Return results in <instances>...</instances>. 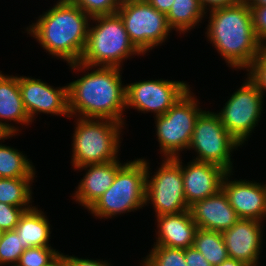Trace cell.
<instances>
[{
  "mask_svg": "<svg viewBox=\"0 0 266 266\" xmlns=\"http://www.w3.org/2000/svg\"><path fill=\"white\" fill-rule=\"evenodd\" d=\"M68 65L74 72L84 71L82 77L68 83L70 117L108 119L125 124L126 85L121 80L123 68L97 67L80 62ZM89 69L92 70L90 73Z\"/></svg>",
  "mask_w": 266,
  "mask_h": 266,
  "instance_id": "1",
  "label": "cell"
},
{
  "mask_svg": "<svg viewBox=\"0 0 266 266\" xmlns=\"http://www.w3.org/2000/svg\"><path fill=\"white\" fill-rule=\"evenodd\" d=\"M89 22V23H88ZM91 17L70 0H58L26 28L43 49L68 64L80 62Z\"/></svg>",
  "mask_w": 266,
  "mask_h": 266,
  "instance_id": "2",
  "label": "cell"
},
{
  "mask_svg": "<svg viewBox=\"0 0 266 266\" xmlns=\"http://www.w3.org/2000/svg\"><path fill=\"white\" fill-rule=\"evenodd\" d=\"M209 15L205 32L208 41L226 65L247 71L263 46L255 35L247 0L211 10Z\"/></svg>",
  "mask_w": 266,
  "mask_h": 266,
  "instance_id": "3",
  "label": "cell"
},
{
  "mask_svg": "<svg viewBox=\"0 0 266 266\" xmlns=\"http://www.w3.org/2000/svg\"><path fill=\"white\" fill-rule=\"evenodd\" d=\"M91 20L96 25L89 26L87 44L80 63L122 68L125 59L127 61L133 55H142L130 41L118 13L95 16Z\"/></svg>",
  "mask_w": 266,
  "mask_h": 266,
  "instance_id": "4",
  "label": "cell"
},
{
  "mask_svg": "<svg viewBox=\"0 0 266 266\" xmlns=\"http://www.w3.org/2000/svg\"><path fill=\"white\" fill-rule=\"evenodd\" d=\"M76 119L71 156L74 169L119 159L124 124L108 119Z\"/></svg>",
  "mask_w": 266,
  "mask_h": 266,
  "instance_id": "5",
  "label": "cell"
},
{
  "mask_svg": "<svg viewBox=\"0 0 266 266\" xmlns=\"http://www.w3.org/2000/svg\"><path fill=\"white\" fill-rule=\"evenodd\" d=\"M146 159L130 160L117 171L113 184L87 210L106 219L145 207ZM145 205V206H144Z\"/></svg>",
  "mask_w": 266,
  "mask_h": 266,
  "instance_id": "6",
  "label": "cell"
},
{
  "mask_svg": "<svg viewBox=\"0 0 266 266\" xmlns=\"http://www.w3.org/2000/svg\"><path fill=\"white\" fill-rule=\"evenodd\" d=\"M199 104L189 89L164 115L154 117L163 158L180 157L182 151L188 150L196 120L203 111Z\"/></svg>",
  "mask_w": 266,
  "mask_h": 266,
  "instance_id": "7",
  "label": "cell"
},
{
  "mask_svg": "<svg viewBox=\"0 0 266 266\" xmlns=\"http://www.w3.org/2000/svg\"><path fill=\"white\" fill-rule=\"evenodd\" d=\"M117 13L123 20L130 41L143 56L161 46L172 31L167 16L146 0H122Z\"/></svg>",
  "mask_w": 266,
  "mask_h": 266,
  "instance_id": "8",
  "label": "cell"
},
{
  "mask_svg": "<svg viewBox=\"0 0 266 266\" xmlns=\"http://www.w3.org/2000/svg\"><path fill=\"white\" fill-rule=\"evenodd\" d=\"M242 146L223 126L218 111L203 110L196 120L188 150L197 153L194 161L215 164L233 172L231 156L234 149Z\"/></svg>",
  "mask_w": 266,
  "mask_h": 266,
  "instance_id": "9",
  "label": "cell"
},
{
  "mask_svg": "<svg viewBox=\"0 0 266 266\" xmlns=\"http://www.w3.org/2000/svg\"><path fill=\"white\" fill-rule=\"evenodd\" d=\"M163 159L151 177V168L146 161L145 204H153L156 216L177 214L190 209L185 200L181 157Z\"/></svg>",
  "mask_w": 266,
  "mask_h": 266,
  "instance_id": "10",
  "label": "cell"
},
{
  "mask_svg": "<svg viewBox=\"0 0 266 266\" xmlns=\"http://www.w3.org/2000/svg\"><path fill=\"white\" fill-rule=\"evenodd\" d=\"M218 113L223 126L240 143L245 145L258 126L264 106V95L248 76Z\"/></svg>",
  "mask_w": 266,
  "mask_h": 266,
  "instance_id": "11",
  "label": "cell"
},
{
  "mask_svg": "<svg viewBox=\"0 0 266 266\" xmlns=\"http://www.w3.org/2000/svg\"><path fill=\"white\" fill-rule=\"evenodd\" d=\"M185 81L143 80L126 84V109L164 115L189 89Z\"/></svg>",
  "mask_w": 266,
  "mask_h": 266,
  "instance_id": "12",
  "label": "cell"
},
{
  "mask_svg": "<svg viewBox=\"0 0 266 266\" xmlns=\"http://www.w3.org/2000/svg\"><path fill=\"white\" fill-rule=\"evenodd\" d=\"M19 89L31 122L40 113L71 118L68 111V84L54 88L41 79L19 76Z\"/></svg>",
  "mask_w": 266,
  "mask_h": 266,
  "instance_id": "13",
  "label": "cell"
},
{
  "mask_svg": "<svg viewBox=\"0 0 266 266\" xmlns=\"http://www.w3.org/2000/svg\"><path fill=\"white\" fill-rule=\"evenodd\" d=\"M232 175V172H227L222 181V190L227 195L229 204L240 219L264 222V219L266 220L265 184L246 179L233 181L230 178Z\"/></svg>",
  "mask_w": 266,
  "mask_h": 266,
  "instance_id": "14",
  "label": "cell"
},
{
  "mask_svg": "<svg viewBox=\"0 0 266 266\" xmlns=\"http://www.w3.org/2000/svg\"><path fill=\"white\" fill-rule=\"evenodd\" d=\"M263 225L260 221L239 219L231 228L222 231L228 256L248 266H258L263 247Z\"/></svg>",
  "mask_w": 266,
  "mask_h": 266,
  "instance_id": "15",
  "label": "cell"
},
{
  "mask_svg": "<svg viewBox=\"0 0 266 266\" xmlns=\"http://www.w3.org/2000/svg\"><path fill=\"white\" fill-rule=\"evenodd\" d=\"M182 178L185 200L190 207L195 202L217 194L227 171L215 164L190 161L183 166Z\"/></svg>",
  "mask_w": 266,
  "mask_h": 266,
  "instance_id": "16",
  "label": "cell"
},
{
  "mask_svg": "<svg viewBox=\"0 0 266 266\" xmlns=\"http://www.w3.org/2000/svg\"><path fill=\"white\" fill-rule=\"evenodd\" d=\"M125 164L121 163L119 159L100 163L89 164L75 168V170H86L83 179L80 180L76 191H74L73 199L89 209L113 184L117 171Z\"/></svg>",
  "mask_w": 266,
  "mask_h": 266,
  "instance_id": "17",
  "label": "cell"
},
{
  "mask_svg": "<svg viewBox=\"0 0 266 266\" xmlns=\"http://www.w3.org/2000/svg\"><path fill=\"white\" fill-rule=\"evenodd\" d=\"M190 212L198 228L222 232L240 218L221 189L217 194L195 202Z\"/></svg>",
  "mask_w": 266,
  "mask_h": 266,
  "instance_id": "18",
  "label": "cell"
},
{
  "mask_svg": "<svg viewBox=\"0 0 266 266\" xmlns=\"http://www.w3.org/2000/svg\"><path fill=\"white\" fill-rule=\"evenodd\" d=\"M156 242L153 246L186 249L193 246L198 229L190 210L177 214L156 216Z\"/></svg>",
  "mask_w": 266,
  "mask_h": 266,
  "instance_id": "19",
  "label": "cell"
},
{
  "mask_svg": "<svg viewBox=\"0 0 266 266\" xmlns=\"http://www.w3.org/2000/svg\"><path fill=\"white\" fill-rule=\"evenodd\" d=\"M8 121L25 126L32 123L23 105L19 76L6 75L0 71V126L9 134H17L20 128Z\"/></svg>",
  "mask_w": 266,
  "mask_h": 266,
  "instance_id": "20",
  "label": "cell"
},
{
  "mask_svg": "<svg viewBox=\"0 0 266 266\" xmlns=\"http://www.w3.org/2000/svg\"><path fill=\"white\" fill-rule=\"evenodd\" d=\"M48 217L36 206L24 211L14 229L23 242L24 249L30 247H46L52 231Z\"/></svg>",
  "mask_w": 266,
  "mask_h": 266,
  "instance_id": "21",
  "label": "cell"
},
{
  "mask_svg": "<svg viewBox=\"0 0 266 266\" xmlns=\"http://www.w3.org/2000/svg\"><path fill=\"white\" fill-rule=\"evenodd\" d=\"M166 16L171 29L182 34L199 26L207 15L200 0H174Z\"/></svg>",
  "mask_w": 266,
  "mask_h": 266,
  "instance_id": "22",
  "label": "cell"
},
{
  "mask_svg": "<svg viewBox=\"0 0 266 266\" xmlns=\"http://www.w3.org/2000/svg\"><path fill=\"white\" fill-rule=\"evenodd\" d=\"M25 155L0 143V178H35V166Z\"/></svg>",
  "mask_w": 266,
  "mask_h": 266,
  "instance_id": "23",
  "label": "cell"
},
{
  "mask_svg": "<svg viewBox=\"0 0 266 266\" xmlns=\"http://www.w3.org/2000/svg\"><path fill=\"white\" fill-rule=\"evenodd\" d=\"M33 180L34 178H0V202L22 207L25 211L31 209Z\"/></svg>",
  "mask_w": 266,
  "mask_h": 266,
  "instance_id": "24",
  "label": "cell"
},
{
  "mask_svg": "<svg viewBox=\"0 0 266 266\" xmlns=\"http://www.w3.org/2000/svg\"><path fill=\"white\" fill-rule=\"evenodd\" d=\"M193 247H195L212 266H218L229 256L223 236L219 231L198 228Z\"/></svg>",
  "mask_w": 266,
  "mask_h": 266,
  "instance_id": "25",
  "label": "cell"
},
{
  "mask_svg": "<svg viewBox=\"0 0 266 266\" xmlns=\"http://www.w3.org/2000/svg\"><path fill=\"white\" fill-rule=\"evenodd\" d=\"M141 266H187L185 249L153 246L149 254L141 261Z\"/></svg>",
  "mask_w": 266,
  "mask_h": 266,
  "instance_id": "26",
  "label": "cell"
},
{
  "mask_svg": "<svg viewBox=\"0 0 266 266\" xmlns=\"http://www.w3.org/2000/svg\"><path fill=\"white\" fill-rule=\"evenodd\" d=\"M24 250L23 242L15 230L4 231L0 241V266L16 265Z\"/></svg>",
  "mask_w": 266,
  "mask_h": 266,
  "instance_id": "27",
  "label": "cell"
},
{
  "mask_svg": "<svg viewBox=\"0 0 266 266\" xmlns=\"http://www.w3.org/2000/svg\"><path fill=\"white\" fill-rule=\"evenodd\" d=\"M59 253L52 246L30 247L24 250L16 265L47 266Z\"/></svg>",
  "mask_w": 266,
  "mask_h": 266,
  "instance_id": "28",
  "label": "cell"
},
{
  "mask_svg": "<svg viewBox=\"0 0 266 266\" xmlns=\"http://www.w3.org/2000/svg\"><path fill=\"white\" fill-rule=\"evenodd\" d=\"M91 18L117 13L122 0H70Z\"/></svg>",
  "mask_w": 266,
  "mask_h": 266,
  "instance_id": "29",
  "label": "cell"
},
{
  "mask_svg": "<svg viewBox=\"0 0 266 266\" xmlns=\"http://www.w3.org/2000/svg\"><path fill=\"white\" fill-rule=\"evenodd\" d=\"M249 76L258 86L263 95L266 93V48L261 47L259 55L247 70Z\"/></svg>",
  "mask_w": 266,
  "mask_h": 266,
  "instance_id": "30",
  "label": "cell"
},
{
  "mask_svg": "<svg viewBox=\"0 0 266 266\" xmlns=\"http://www.w3.org/2000/svg\"><path fill=\"white\" fill-rule=\"evenodd\" d=\"M24 211L22 207L0 202V229L3 231L14 230Z\"/></svg>",
  "mask_w": 266,
  "mask_h": 266,
  "instance_id": "31",
  "label": "cell"
},
{
  "mask_svg": "<svg viewBox=\"0 0 266 266\" xmlns=\"http://www.w3.org/2000/svg\"><path fill=\"white\" fill-rule=\"evenodd\" d=\"M253 28L257 39L266 43V6H250Z\"/></svg>",
  "mask_w": 266,
  "mask_h": 266,
  "instance_id": "32",
  "label": "cell"
},
{
  "mask_svg": "<svg viewBox=\"0 0 266 266\" xmlns=\"http://www.w3.org/2000/svg\"><path fill=\"white\" fill-rule=\"evenodd\" d=\"M185 263L187 266H212L193 246L185 249Z\"/></svg>",
  "mask_w": 266,
  "mask_h": 266,
  "instance_id": "33",
  "label": "cell"
},
{
  "mask_svg": "<svg viewBox=\"0 0 266 266\" xmlns=\"http://www.w3.org/2000/svg\"><path fill=\"white\" fill-rule=\"evenodd\" d=\"M66 257V266H111L110 262L108 263L107 260H101L99 261L94 259H84V258H78L77 256H69L65 255ZM113 266V265H112Z\"/></svg>",
  "mask_w": 266,
  "mask_h": 266,
  "instance_id": "34",
  "label": "cell"
},
{
  "mask_svg": "<svg viewBox=\"0 0 266 266\" xmlns=\"http://www.w3.org/2000/svg\"><path fill=\"white\" fill-rule=\"evenodd\" d=\"M241 1L242 0H200V3L202 5V8L207 13L211 10L226 7V6H231V5L239 3Z\"/></svg>",
  "mask_w": 266,
  "mask_h": 266,
  "instance_id": "35",
  "label": "cell"
},
{
  "mask_svg": "<svg viewBox=\"0 0 266 266\" xmlns=\"http://www.w3.org/2000/svg\"><path fill=\"white\" fill-rule=\"evenodd\" d=\"M151 6H153L159 12L167 15L170 11L174 0H146Z\"/></svg>",
  "mask_w": 266,
  "mask_h": 266,
  "instance_id": "36",
  "label": "cell"
},
{
  "mask_svg": "<svg viewBox=\"0 0 266 266\" xmlns=\"http://www.w3.org/2000/svg\"><path fill=\"white\" fill-rule=\"evenodd\" d=\"M47 266H66L65 255L60 252Z\"/></svg>",
  "mask_w": 266,
  "mask_h": 266,
  "instance_id": "37",
  "label": "cell"
},
{
  "mask_svg": "<svg viewBox=\"0 0 266 266\" xmlns=\"http://www.w3.org/2000/svg\"><path fill=\"white\" fill-rule=\"evenodd\" d=\"M218 266H248V265L242 261L235 260L233 258L228 257L225 261H223Z\"/></svg>",
  "mask_w": 266,
  "mask_h": 266,
  "instance_id": "38",
  "label": "cell"
},
{
  "mask_svg": "<svg viewBox=\"0 0 266 266\" xmlns=\"http://www.w3.org/2000/svg\"><path fill=\"white\" fill-rule=\"evenodd\" d=\"M16 136L15 134H9L4 128L0 126V140L5 141L6 139H9L10 137Z\"/></svg>",
  "mask_w": 266,
  "mask_h": 266,
  "instance_id": "39",
  "label": "cell"
},
{
  "mask_svg": "<svg viewBox=\"0 0 266 266\" xmlns=\"http://www.w3.org/2000/svg\"><path fill=\"white\" fill-rule=\"evenodd\" d=\"M249 6H266V0H247Z\"/></svg>",
  "mask_w": 266,
  "mask_h": 266,
  "instance_id": "40",
  "label": "cell"
},
{
  "mask_svg": "<svg viewBox=\"0 0 266 266\" xmlns=\"http://www.w3.org/2000/svg\"><path fill=\"white\" fill-rule=\"evenodd\" d=\"M3 233H4V231L2 229H0V241H1Z\"/></svg>",
  "mask_w": 266,
  "mask_h": 266,
  "instance_id": "41",
  "label": "cell"
}]
</instances>
